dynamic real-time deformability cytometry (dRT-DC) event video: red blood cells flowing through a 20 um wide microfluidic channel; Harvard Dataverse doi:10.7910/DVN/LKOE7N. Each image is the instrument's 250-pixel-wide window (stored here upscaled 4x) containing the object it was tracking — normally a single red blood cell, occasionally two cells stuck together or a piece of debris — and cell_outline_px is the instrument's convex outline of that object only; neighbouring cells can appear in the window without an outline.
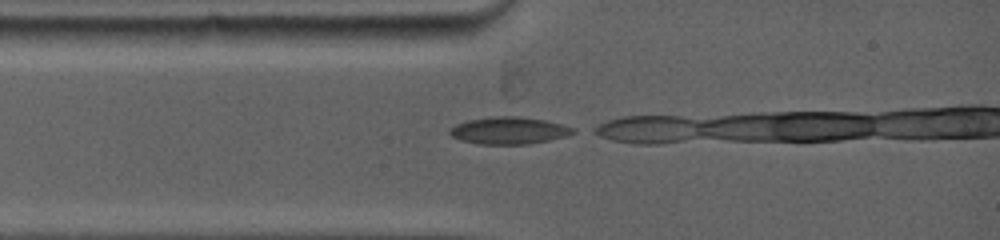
{"species": "common noctule bat (a hibernating species)", "species_latin": "Nyctalus noctula", "temperature_condition": "warm", "stored_images_in_passage": 5, "camera_frame_rate_fps": 5000, "um_per_image_px": 0.085, "animal": {"sex": "female", "body_mass_g": 19.0, "forearm_length_mm": 53.3}, "frame": {"image": 1, "passage_image": 1, "time_ms": 0.0, "image_size_px": [1000, 240], "cell_outline_px": [[576, 132], [564, 136], [548, 140], [528, 144], [480, 144], [460, 140], [452, 136], [448, 132], [448, 128], [456, 124], [468, 120], [492, 116], [520, 116], [544, 120], [576, 128]], "centroid_in_image_um": [43.22, 11.09], "position_along_channel_um": 41.8, "area_um2": 19.48}}